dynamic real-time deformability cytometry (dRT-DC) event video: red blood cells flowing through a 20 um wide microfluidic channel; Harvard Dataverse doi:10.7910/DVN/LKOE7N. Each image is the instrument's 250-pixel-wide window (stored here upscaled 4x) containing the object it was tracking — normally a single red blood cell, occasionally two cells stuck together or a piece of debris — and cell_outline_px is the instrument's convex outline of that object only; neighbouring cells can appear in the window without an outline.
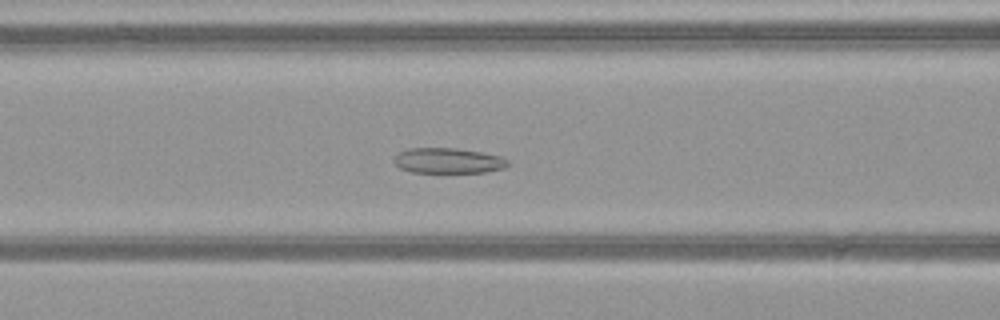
{"species": "common noctule bat (a hibernating species)", "species_latin": "Nyctalus noctula", "temperature_condition": "warm", "stored_images_in_passage": 51, "camera_frame_rate_fps": 3000, "um_per_image_px": 0.085, "animal": {"sex": "female", "body_mass_g": 21.9}, "frame": {"image": 1, "passage_image": 22, "time_ms": 7.0, "image_size_px": [1000, 320], "cell_outline_px": [[508, 164], [504, 168], [484, 172], [412, 172], [400, 168], [392, 160], [400, 152], [408, 148], [456, 148], [480, 152], [500, 156], [508, 160]], "centroid_in_image_um": [38.08, 13.65], "position_along_channel_um": 128.5, "area_um2": 16.65}}
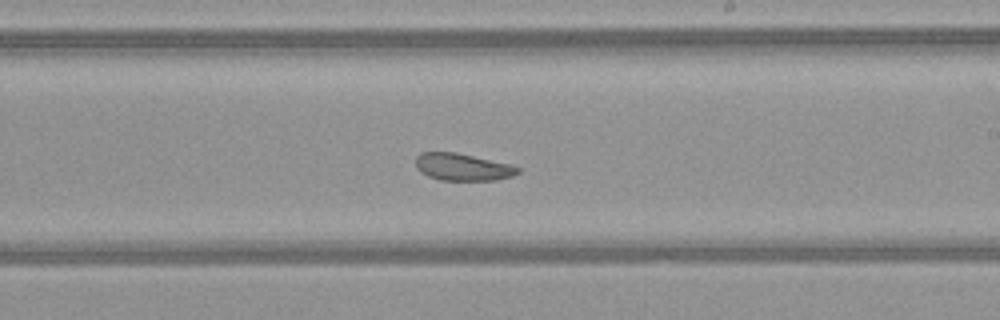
{"frame": {"image": 2, "passage_image": 31, "time_ms": 10.0, "image_size_px": [1000, 320], "cell_outline_px": [[520, 172], [512, 176], [496, 180], [440, 180], [428, 176], [420, 172], [416, 168], [416, 156], [420, 152], [456, 152], [512, 164], [520, 168]], "centroid_in_image_um": [39.33, 14.19], "position_along_channel_um": 249.7, "area_um2": 16.36}}
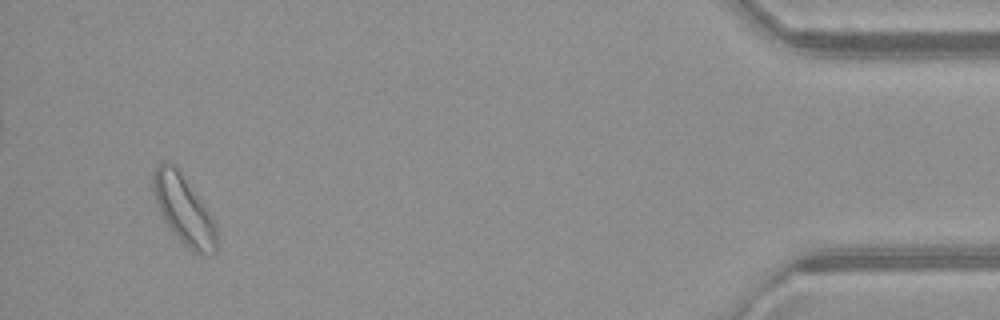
{"frame": {"image": 3, "passage_image": 49, "time_ms": 16.0, "image_size_px": [1000, 320], "cell_outline_px": [[220, 248], [216, 252], [200, 256], [192, 252], [180, 240], [164, 220], [160, 212], [152, 192], [152, 176], [156, 168], [160, 164], [168, 160], [176, 168], [204, 204], [212, 216], [216, 228]], "centroid_in_image_um": [15.65, 17.9], "position_along_channel_um": 419.5, "area_um2": 25.43}, "authors_computed_cell_mechanics": {"area_um2": 20.2878, "velocity_mm_per_s": 4.0467, "shape_relaxation_time_tau1_ms": 3.3178, "shape_relaxation_time_tau2_ms": 2.3015, "deformation_change_tau1": 0.0798, "deformation_change_tau2": 0.0934}}